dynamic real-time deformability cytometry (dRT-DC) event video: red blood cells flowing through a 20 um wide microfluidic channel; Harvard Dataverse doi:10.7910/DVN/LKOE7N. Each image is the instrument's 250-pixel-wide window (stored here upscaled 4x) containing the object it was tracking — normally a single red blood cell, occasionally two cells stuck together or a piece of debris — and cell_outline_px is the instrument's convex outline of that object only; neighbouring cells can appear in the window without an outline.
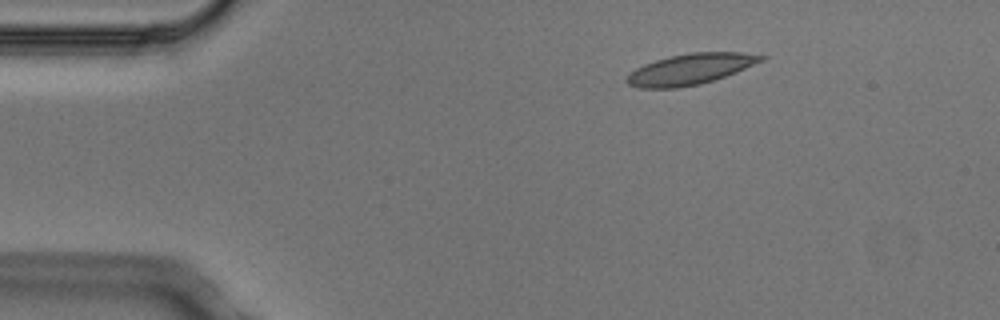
{"species": "Egyptian fruit bat (a non-hibernating species)", "species_latin": "Rousettus aegyptiacus", "temperature_condition": "cold", "stored_images_in_passage": 5, "camera_frame_rate_fps": 3000, "um_per_image_px": 0.085, "animal": {"sex": "male"}, "frame": {"image": 1, "passage_image": 3, "time_ms": 0.667, "image_size_px": [1000, 320], "cell_outline_px": [[768, 56], [764, 60], [736, 72], [700, 84], [676, 88], [640, 88], [628, 84], [624, 80], [628, 72], [644, 64], [656, 60], [672, 56], [692, 52], [740, 52]], "centroid_in_image_um": [58.65, 5.88], "position_along_channel_um": 26.4, "area_um2": 24.04}}
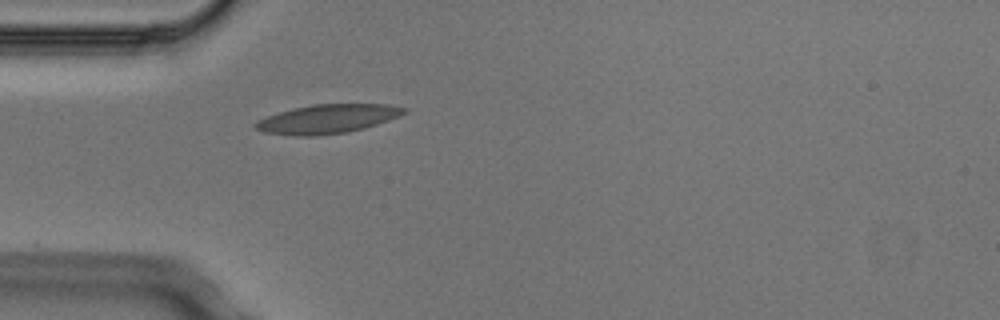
{"frame": {"image": 2, "passage_image": 5, "time_ms": 1.333, "image_size_px": [1000, 320], "cell_outline_px": [[408, 112], [400, 116], [364, 128], [348, 132], [316, 136], [292, 136], [264, 132], [256, 128], [252, 124], [256, 120], [292, 108], [312, 104], [388, 104], [408, 108]], "centroid_in_image_um": [27.84, 10.11], "position_along_channel_um": 57.2, "area_um2": 25.26}}